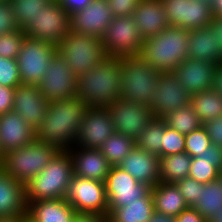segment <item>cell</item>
Here are the masks:
<instances>
[{
	"label": "cell",
	"mask_w": 222,
	"mask_h": 222,
	"mask_svg": "<svg viewBox=\"0 0 222 222\" xmlns=\"http://www.w3.org/2000/svg\"><path fill=\"white\" fill-rule=\"evenodd\" d=\"M211 145V139L203 125L185 135V152L192 158L202 154Z\"/></svg>",
	"instance_id": "cell-38"
},
{
	"label": "cell",
	"mask_w": 222,
	"mask_h": 222,
	"mask_svg": "<svg viewBox=\"0 0 222 222\" xmlns=\"http://www.w3.org/2000/svg\"><path fill=\"white\" fill-rule=\"evenodd\" d=\"M190 105L202 124L222 116V96L213 89L190 96Z\"/></svg>",
	"instance_id": "cell-32"
},
{
	"label": "cell",
	"mask_w": 222,
	"mask_h": 222,
	"mask_svg": "<svg viewBox=\"0 0 222 222\" xmlns=\"http://www.w3.org/2000/svg\"><path fill=\"white\" fill-rule=\"evenodd\" d=\"M140 183L152 188L160 182L159 156L135 146L118 165Z\"/></svg>",
	"instance_id": "cell-22"
},
{
	"label": "cell",
	"mask_w": 222,
	"mask_h": 222,
	"mask_svg": "<svg viewBox=\"0 0 222 222\" xmlns=\"http://www.w3.org/2000/svg\"><path fill=\"white\" fill-rule=\"evenodd\" d=\"M188 59L211 64L222 62V52L217 45L216 32L209 26L189 31Z\"/></svg>",
	"instance_id": "cell-27"
},
{
	"label": "cell",
	"mask_w": 222,
	"mask_h": 222,
	"mask_svg": "<svg viewBox=\"0 0 222 222\" xmlns=\"http://www.w3.org/2000/svg\"><path fill=\"white\" fill-rule=\"evenodd\" d=\"M22 30L13 13V8L9 0H0V36L13 31Z\"/></svg>",
	"instance_id": "cell-42"
},
{
	"label": "cell",
	"mask_w": 222,
	"mask_h": 222,
	"mask_svg": "<svg viewBox=\"0 0 222 222\" xmlns=\"http://www.w3.org/2000/svg\"><path fill=\"white\" fill-rule=\"evenodd\" d=\"M77 212L108 215V199L104 182L73 175L64 197Z\"/></svg>",
	"instance_id": "cell-11"
},
{
	"label": "cell",
	"mask_w": 222,
	"mask_h": 222,
	"mask_svg": "<svg viewBox=\"0 0 222 222\" xmlns=\"http://www.w3.org/2000/svg\"><path fill=\"white\" fill-rule=\"evenodd\" d=\"M73 222H108V217L99 213L76 212Z\"/></svg>",
	"instance_id": "cell-50"
},
{
	"label": "cell",
	"mask_w": 222,
	"mask_h": 222,
	"mask_svg": "<svg viewBox=\"0 0 222 222\" xmlns=\"http://www.w3.org/2000/svg\"><path fill=\"white\" fill-rule=\"evenodd\" d=\"M57 53V46L25 37L16 59L22 84L38 85Z\"/></svg>",
	"instance_id": "cell-8"
},
{
	"label": "cell",
	"mask_w": 222,
	"mask_h": 222,
	"mask_svg": "<svg viewBox=\"0 0 222 222\" xmlns=\"http://www.w3.org/2000/svg\"><path fill=\"white\" fill-rule=\"evenodd\" d=\"M212 145L222 147V116L212 119L203 124Z\"/></svg>",
	"instance_id": "cell-45"
},
{
	"label": "cell",
	"mask_w": 222,
	"mask_h": 222,
	"mask_svg": "<svg viewBox=\"0 0 222 222\" xmlns=\"http://www.w3.org/2000/svg\"><path fill=\"white\" fill-rule=\"evenodd\" d=\"M114 17H130L137 8L140 0H107Z\"/></svg>",
	"instance_id": "cell-44"
},
{
	"label": "cell",
	"mask_w": 222,
	"mask_h": 222,
	"mask_svg": "<svg viewBox=\"0 0 222 222\" xmlns=\"http://www.w3.org/2000/svg\"><path fill=\"white\" fill-rule=\"evenodd\" d=\"M185 152V135L166 126L161 146V157Z\"/></svg>",
	"instance_id": "cell-40"
},
{
	"label": "cell",
	"mask_w": 222,
	"mask_h": 222,
	"mask_svg": "<svg viewBox=\"0 0 222 222\" xmlns=\"http://www.w3.org/2000/svg\"><path fill=\"white\" fill-rule=\"evenodd\" d=\"M26 34L23 30L0 36V57L17 59Z\"/></svg>",
	"instance_id": "cell-39"
},
{
	"label": "cell",
	"mask_w": 222,
	"mask_h": 222,
	"mask_svg": "<svg viewBox=\"0 0 222 222\" xmlns=\"http://www.w3.org/2000/svg\"><path fill=\"white\" fill-rule=\"evenodd\" d=\"M88 106L81 99L49 102L46 115L36 129V140L66 151L75 146V139Z\"/></svg>",
	"instance_id": "cell-1"
},
{
	"label": "cell",
	"mask_w": 222,
	"mask_h": 222,
	"mask_svg": "<svg viewBox=\"0 0 222 222\" xmlns=\"http://www.w3.org/2000/svg\"><path fill=\"white\" fill-rule=\"evenodd\" d=\"M149 222H176V218L174 216L154 212Z\"/></svg>",
	"instance_id": "cell-53"
},
{
	"label": "cell",
	"mask_w": 222,
	"mask_h": 222,
	"mask_svg": "<svg viewBox=\"0 0 222 222\" xmlns=\"http://www.w3.org/2000/svg\"><path fill=\"white\" fill-rule=\"evenodd\" d=\"M27 220V215L0 217V222H26Z\"/></svg>",
	"instance_id": "cell-54"
},
{
	"label": "cell",
	"mask_w": 222,
	"mask_h": 222,
	"mask_svg": "<svg viewBox=\"0 0 222 222\" xmlns=\"http://www.w3.org/2000/svg\"><path fill=\"white\" fill-rule=\"evenodd\" d=\"M36 140L34 130L22 117L14 111L0 115V149L7 151L25 147Z\"/></svg>",
	"instance_id": "cell-21"
},
{
	"label": "cell",
	"mask_w": 222,
	"mask_h": 222,
	"mask_svg": "<svg viewBox=\"0 0 222 222\" xmlns=\"http://www.w3.org/2000/svg\"><path fill=\"white\" fill-rule=\"evenodd\" d=\"M114 132L115 128L107 107H88L74 147L99 149Z\"/></svg>",
	"instance_id": "cell-16"
},
{
	"label": "cell",
	"mask_w": 222,
	"mask_h": 222,
	"mask_svg": "<svg viewBox=\"0 0 222 222\" xmlns=\"http://www.w3.org/2000/svg\"><path fill=\"white\" fill-rule=\"evenodd\" d=\"M113 18L107 0H92L70 15V31L101 38Z\"/></svg>",
	"instance_id": "cell-18"
},
{
	"label": "cell",
	"mask_w": 222,
	"mask_h": 222,
	"mask_svg": "<svg viewBox=\"0 0 222 222\" xmlns=\"http://www.w3.org/2000/svg\"><path fill=\"white\" fill-rule=\"evenodd\" d=\"M209 222H222V209Z\"/></svg>",
	"instance_id": "cell-56"
},
{
	"label": "cell",
	"mask_w": 222,
	"mask_h": 222,
	"mask_svg": "<svg viewBox=\"0 0 222 222\" xmlns=\"http://www.w3.org/2000/svg\"><path fill=\"white\" fill-rule=\"evenodd\" d=\"M153 92L150 109L154 118H163L172 111L190 104V95L180 86L173 72L161 73Z\"/></svg>",
	"instance_id": "cell-17"
},
{
	"label": "cell",
	"mask_w": 222,
	"mask_h": 222,
	"mask_svg": "<svg viewBox=\"0 0 222 222\" xmlns=\"http://www.w3.org/2000/svg\"><path fill=\"white\" fill-rule=\"evenodd\" d=\"M68 151L73 160L75 176L105 181L111 165L99 149L72 147Z\"/></svg>",
	"instance_id": "cell-23"
},
{
	"label": "cell",
	"mask_w": 222,
	"mask_h": 222,
	"mask_svg": "<svg viewBox=\"0 0 222 222\" xmlns=\"http://www.w3.org/2000/svg\"><path fill=\"white\" fill-rule=\"evenodd\" d=\"M192 157L186 152L159 158L160 182L175 183L189 176Z\"/></svg>",
	"instance_id": "cell-31"
},
{
	"label": "cell",
	"mask_w": 222,
	"mask_h": 222,
	"mask_svg": "<svg viewBox=\"0 0 222 222\" xmlns=\"http://www.w3.org/2000/svg\"><path fill=\"white\" fill-rule=\"evenodd\" d=\"M59 151L54 146L35 140L25 147L7 151L3 155L1 167L10 177L25 185L41 172Z\"/></svg>",
	"instance_id": "cell-6"
},
{
	"label": "cell",
	"mask_w": 222,
	"mask_h": 222,
	"mask_svg": "<svg viewBox=\"0 0 222 222\" xmlns=\"http://www.w3.org/2000/svg\"><path fill=\"white\" fill-rule=\"evenodd\" d=\"M202 1L207 2L210 5H212L214 3V0H202Z\"/></svg>",
	"instance_id": "cell-58"
},
{
	"label": "cell",
	"mask_w": 222,
	"mask_h": 222,
	"mask_svg": "<svg viewBox=\"0 0 222 222\" xmlns=\"http://www.w3.org/2000/svg\"><path fill=\"white\" fill-rule=\"evenodd\" d=\"M174 184L182 194L187 205L193 207L199 200L200 182L188 176Z\"/></svg>",
	"instance_id": "cell-43"
},
{
	"label": "cell",
	"mask_w": 222,
	"mask_h": 222,
	"mask_svg": "<svg viewBox=\"0 0 222 222\" xmlns=\"http://www.w3.org/2000/svg\"><path fill=\"white\" fill-rule=\"evenodd\" d=\"M155 212L151 192L129 205L108 209V222H149Z\"/></svg>",
	"instance_id": "cell-29"
},
{
	"label": "cell",
	"mask_w": 222,
	"mask_h": 222,
	"mask_svg": "<svg viewBox=\"0 0 222 222\" xmlns=\"http://www.w3.org/2000/svg\"><path fill=\"white\" fill-rule=\"evenodd\" d=\"M3 153H2V151H1V149H0V166L2 165V162H3Z\"/></svg>",
	"instance_id": "cell-57"
},
{
	"label": "cell",
	"mask_w": 222,
	"mask_h": 222,
	"mask_svg": "<svg viewBox=\"0 0 222 222\" xmlns=\"http://www.w3.org/2000/svg\"><path fill=\"white\" fill-rule=\"evenodd\" d=\"M189 177L201 183H208L221 176V172L214 167V162H207L193 157L189 167Z\"/></svg>",
	"instance_id": "cell-37"
},
{
	"label": "cell",
	"mask_w": 222,
	"mask_h": 222,
	"mask_svg": "<svg viewBox=\"0 0 222 222\" xmlns=\"http://www.w3.org/2000/svg\"><path fill=\"white\" fill-rule=\"evenodd\" d=\"M73 175L69 151H59L41 172L25 184L26 201L64 198Z\"/></svg>",
	"instance_id": "cell-4"
},
{
	"label": "cell",
	"mask_w": 222,
	"mask_h": 222,
	"mask_svg": "<svg viewBox=\"0 0 222 222\" xmlns=\"http://www.w3.org/2000/svg\"><path fill=\"white\" fill-rule=\"evenodd\" d=\"M176 222H208L193 207H188L175 217Z\"/></svg>",
	"instance_id": "cell-49"
},
{
	"label": "cell",
	"mask_w": 222,
	"mask_h": 222,
	"mask_svg": "<svg viewBox=\"0 0 222 222\" xmlns=\"http://www.w3.org/2000/svg\"><path fill=\"white\" fill-rule=\"evenodd\" d=\"M217 65L187 58L173 73L180 86L192 96L212 89Z\"/></svg>",
	"instance_id": "cell-19"
},
{
	"label": "cell",
	"mask_w": 222,
	"mask_h": 222,
	"mask_svg": "<svg viewBox=\"0 0 222 222\" xmlns=\"http://www.w3.org/2000/svg\"><path fill=\"white\" fill-rule=\"evenodd\" d=\"M67 12L69 15L84 9L89 5L92 0H56Z\"/></svg>",
	"instance_id": "cell-48"
},
{
	"label": "cell",
	"mask_w": 222,
	"mask_h": 222,
	"mask_svg": "<svg viewBox=\"0 0 222 222\" xmlns=\"http://www.w3.org/2000/svg\"><path fill=\"white\" fill-rule=\"evenodd\" d=\"M120 57L108 56L77 76V95L88 107H107L120 98Z\"/></svg>",
	"instance_id": "cell-2"
},
{
	"label": "cell",
	"mask_w": 222,
	"mask_h": 222,
	"mask_svg": "<svg viewBox=\"0 0 222 222\" xmlns=\"http://www.w3.org/2000/svg\"><path fill=\"white\" fill-rule=\"evenodd\" d=\"M193 208L208 222L222 209V176L208 183L200 182L199 200Z\"/></svg>",
	"instance_id": "cell-30"
},
{
	"label": "cell",
	"mask_w": 222,
	"mask_h": 222,
	"mask_svg": "<svg viewBox=\"0 0 222 222\" xmlns=\"http://www.w3.org/2000/svg\"><path fill=\"white\" fill-rule=\"evenodd\" d=\"M108 56L140 55L143 38L136 21L130 17H114L101 37Z\"/></svg>",
	"instance_id": "cell-9"
},
{
	"label": "cell",
	"mask_w": 222,
	"mask_h": 222,
	"mask_svg": "<svg viewBox=\"0 0 222 222\" xmlns=\"http://www.w3.org/2000/svg\"><path fill=\"white\" fill-rule=\"evenodd\" d=\"M164 131L165 121L162 118H153L136 140V146L161 158Z\"/></svg>",
	"instance_id": "cell-35"
},
{
	"label": "cell",
	"mask_w": 222,
	"mask_h": 222,
	"mask_svg": "<svg viewBox=\"0 0 222 222\" xmlns=\"http://www.w3.org/2000/svg\"><path fill=\"white\" fill-rule=\"evenodd\" d=\"M135 146L136 141L133 138L114 132L101 145L99 150L103 153L111 166H118Z\"/></svg>",
	"instance_id": "cell-33"
},
{
	"label": "cell",
	"mask_w": 222,
	"mask_h": 222,
	"mask_svg": "<svg viewBox=\"0 0 222 222\" xmlns=\"http://www.w3.org/2000/svg\"><path fill=\"white\" fill-rule=\"evenodd\" d=\"M211 6L213 16L222 17V0H214Z\"/></svg>",
	"instance_id": "cell-55"
},
{
	"label": "cell",
	"mask_w": 222,
	"mask_h": 222,
	"mask_svg": "<svg viewBox=\"0 0 222 222\" xmlns=\"http://www.w3.org/2000/svg\"><path fill=\"white\" fill-rule=\"evenodd\" d=\"M26 202L29 222H73L77 212L64 198Z\"/></svg>",
	"instance_id": "cell-25"
},
{
	"label": "cell",
	"mask_w": 222,
	"mask_h": 222,
	"mask_svg": "<svg viewBox=\"0 0 222 222\" xmlns=\"http://www.w3.org/2000/svg\"><path fill=\"white\" fill-rule=\"evenodd\" d=\"M26 37L58 46L70 32V15L56 1L41 9L34 21L24 30Z\"/></svg>",
	"instance_id": "cell-10"
},
{
	"label": "cell",
	"mask_w": 222,
	"mask_h": 222,
	"mask_svg": "<svg viewBox=\"0 0 222 222\" xmlns=\"http://www.w3.org/2000/svg\"><path fill=\"white\" fill-rule=\"evenodd\" d=\"M170 26L185 30L208 27L213 19L212 6L202 0H161Z\"/></svg>",
	"instance_id": "cell-14"
},
{
	"label": "cell",
	"mask_w": 222,
	"mask_h": 222,
	"mask_svg": "<svg viewBox=\"0 0 222 222\" xmlns=\"http://www.w3.org/2000/svg\"><path fill=\"white\" fill-rule=\"evenodd\" d=\"M107 108L115 132L133 138L135 141L154 118L148 106L137 104L123 98L117 99L108 105Z\"/></svg>",
	"instance_id": "cell-12"
},
{
	"label": "cell",
	"mask_w": 222,
	"mask_h": 222,
	"mask_svg": "<svg viewBox=\"0 0 222 222\" xmlns=\"http://www.w3.org/2000/svg\"><path fill=\"white\" fill-rule=\"evenodd\" d=\"M209 27L216 32L217 45H219L222 52V17L213 16Z\"/></svg>",
	"instance_id": "cell-51"
},
{
	"label": "cell",
	"mask_w": 222,
	"mask_h": 222,
	"mask_svg": "<svg viewBox=\"0 0 222 222\" xmlns=\"http://www.w3.org/2000/svg\"><path fill=\"white\" fill-rule=\"evenodd\" d=\"M108 199V209L129 205L138 198L147 196L152 187L138 182L119 166H111L104 181Z\"/></svg>",
	"instance_id": "cell-15"
},
{
	"label": "cell",
	"mask_w": 222,
	"mask_h": 222,
	"mask_svg": "<svg viewBox=\"0 0 222 222\" xmlns=\"http://www.w3.org/2000/svg\"><path fill=\"white\" fill-rule=\"evenodd\" d=\"M162 119L165 121L166 126L183 135H187L203 125L190 104L172 111Z\"/></svg>",
	"instance_id": "cell-34"
},
{
	"label": "cell",
	"mask_w": 222,
	"mask_h": 222,
	"mask_svg": "<svg viewBox=\"0 0 222 222\" xmlns=\"http://www.w3.org/2000/svg\"><path fill=\"white\" fill-rule=\"evenodd\" d=\"M189 31L169 26L156 36L143 39L140 56L161 73L173 72L188 58Z\"/></svg>",
	"instance_id": "cell-3"
},
{
	"label": "cell",
	"mask_w": 222,
	"mask_h": 222,
	"mask_svg": "<svg viewBox=\"0 0 222 222\" xmlns=\"http://www.w3.org/2000/svg\"><path fill=\"white\" fill-rule=\"evenodd\" d=\"M19 27L24 31L53 0H9Z\"/></svg>",
	"instance_id": "cell-36"
},
{
	"label": "cell",
	"mask_w": 222,
	"mask_h": 222,
	"mask_svg": "<svg viewBox=\"0 0 222 222\" xmlns=\"http://www.w3.org/2000/svg\"><path fill=\"white\" fill-rule=\"evenodd\" d=\"M58 54L76 76L87 72L108 57L101 38L70 31L60 41Z\"/></svg>",
	"instance_id": "cell-7"
},
{
	"label": "cell",
	"mask_w": 222,
	"mask_h": 222,
	"mask_svg": "<svg viewBox=\"0 0 222 222\" xmlns=\"http://www.w3.org/2000/svg\"><path fill=\"white\" fill-rule=\"evenodd\" d=\"M25 185L0 166V217L26 215Z\"/></svg>",
	"instance_id": "cell-26"
},
{
	"label": "cell",
	"mask_w": 222,
	"mask_h": 222,
	"mask_svg": "<svg viewBox=\"0 0 222 222\" xmlns=\"http://www.w3.org/2000/svg\"><path fill=\"white\" fill-rule=\"evenodd\" d=\"M48 101L38 85L20 84L15 88L13 111L36 130L46 115Z\"/></svg>",
	"instance_id": "cell-20"
},
{
	"label": "cell",
	"mask_w": 222,
	"mask_h": 222,
	"mask_svg": "<svg viewBox=\"0 0 222 222\" xmlns=\"http://www.w3.org/2000/svg\"><path fill=\"white\" fill-rule=\"evenodd\" d=\"M197 157L207 162H214V167L222 173V147H219L217 145H211Z\"/></svg>",
	"instance_id": "cell-46"
},
{
	"label": "cell",
	"mask_w": 222,
	"mask_h": 222,
	"mask_svg": "<svg viewBox=\"0 0 222 222\" xmlns=\"http://www.w3.org/2000/svg\"><path fill=\"white\" fill-rule=\"evenodd\" d=\"M212 89L222 96V62L216 67Z\"/></svg>",
	"instance_id": "cell-52"
},
{
	"label": "cell",
	"mask_w": 222,
	"mask_h": 222,
	"mask_svg": "<svg viewBox=\"0 0 222 222\" xmlns=\"http://www.w3.org/2000/svg\"><path fill=\"white\" fill-rule=\"evenodd\" d=\"M151 194L155 212L176 217L189 207L174 183L159 182Z\"/></svg>",
	"instance_id": "cell-28"
},
{
	"label": "cell",
	"mask_w": 222,
	"mask_h": 222,
	"mask_svg": "<svg viewBox=\"0 0 222 222\" xmlns=\"http://www.w3.org/2000/svg\"><path fill=\"white\" fill-rule=\"evenodd\" d=\"M120 98L151 107V96L161 72L156 71L140 55L120 57Z\"/></svg>",
	"instance_id": "cell-5"
},
{
	"label": "cell",
	"mask_w": 222,
	"mask_h": 222,
	"mask_svg": "<svg viewBox=\"0 0 222 222\" xmlns=\"http://www.w3.org/2000/svg\"><path fill=\"white\" fill-rule=\"evenodd\" d=\"M15 89L0 85V115L13 111Z\"/></svg>",
	"instance_id": "cell-47"
},
{
	"label": "cell",
	"mask_w": 222,
	"mask_h": 222,
	"mask_svg": "<svg viewBox=\"0 0 222 222\" xmlns=\"http://www.w3.org/2000/svg\"><path fill=\"white\" fill-rule=\"evenodd\" d=\"M38 87L48 102L76 98L77 76L57 53L50 61Z\"/></svg>",
	"instance_id": "cell-13"
},
{
	"label": "cell",
	"mask_w": 222,
	"mask_h": 222,
	"mask_svg": "<svg viewBox=\"0 0 222 222\" xmlns=\"http://www.w3.org/2000/svg\"><path fill=\"white\" fill-rule=\"evenodd\" d=\"M132 18L143 39L156 36L170 26L161 0H140Z\"/></svg>",
	"instance_id": "cell-24"
},
{
	"label": "cell",
	"mask_w": 222,
	"mask_h": 222,
	"mask_svg": "<svg viewBox=\"0 0 222 222\" xmlns=\"http://www.w3.org/2000/svg\"><path fill=\"white\" fill-rule=\"evenodd\" d=\"M20 84L17 60L0 57V85L15 89Z\"/></svg>",
	"instance_id": "cell-41"
}]
</instances>
